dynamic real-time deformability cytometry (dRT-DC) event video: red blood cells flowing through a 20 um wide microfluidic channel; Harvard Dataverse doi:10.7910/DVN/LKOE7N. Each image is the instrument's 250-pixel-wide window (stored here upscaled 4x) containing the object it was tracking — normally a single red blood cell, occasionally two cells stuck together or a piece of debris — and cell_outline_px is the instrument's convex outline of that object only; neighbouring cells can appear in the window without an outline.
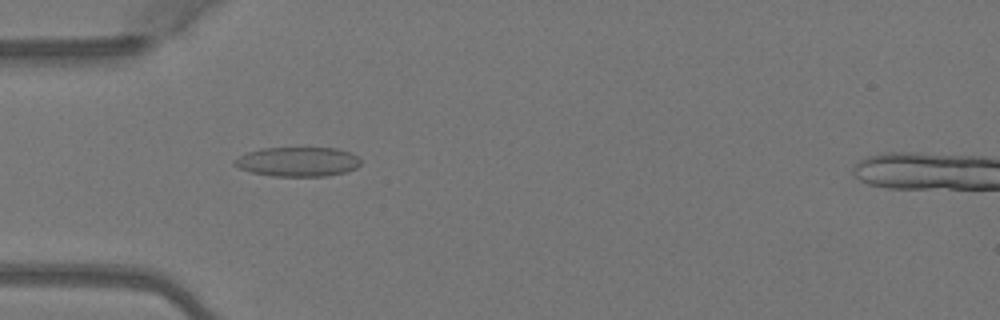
{"species": "Egyptian fruit bat (a non-hibernating species)", "species_latin": "Rousettus aegyptiacus", "temperature_condition": "warm", "stored_images_in_passage": 3, "camera_frame_rate_fps": 3000, "um_per_image_px": 0.085, "animal": {"sex": "female"}, "frame": {"image": 1, "passage_image": 2, "time_ms": 0.333, "image_size_px": [1000, 320], "cell_outline_px": [[360, 164], [356, 168], [344, 172], [324, 176], [272, 176], [252, 172], [240, 168], [232, 164], [232, 160], [248, 152], [260, 148], [336, 148], [348, 152], [356, 156], [360, 160]], "centroid_in_image_um": [25.27, 13.74], "position_along_channel_um": 59.7, "area_um2": 21.5}}
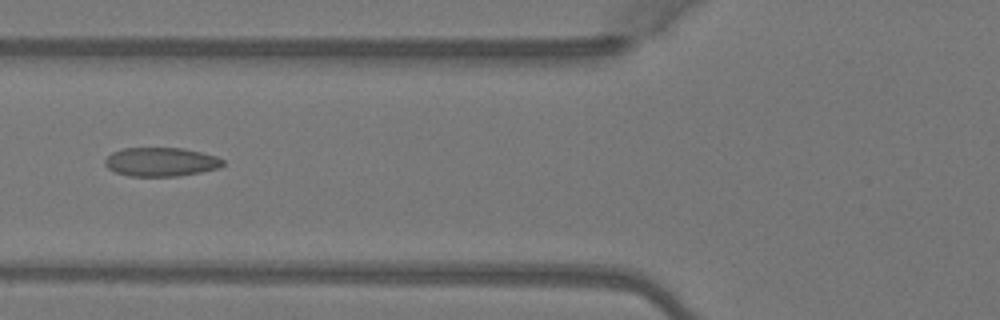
{"frame": {"image": 2, "passage_image": 3, "time_ms": 0.667, "image_size_px": [1000, 320], "cell_outline_px": [[224, 164], [220, 168], [200, 172], [176, 176], [128, 176], [116, 172], [108, 168], [104, 164], [104, 160], [112, 152], [124, 148], [184, 148], [216, 156], [224, 160]], "centroid_in_image_um": [13.68, 13.76], "position_along_channel_um": 112.1, "area_um2": 19.83}}